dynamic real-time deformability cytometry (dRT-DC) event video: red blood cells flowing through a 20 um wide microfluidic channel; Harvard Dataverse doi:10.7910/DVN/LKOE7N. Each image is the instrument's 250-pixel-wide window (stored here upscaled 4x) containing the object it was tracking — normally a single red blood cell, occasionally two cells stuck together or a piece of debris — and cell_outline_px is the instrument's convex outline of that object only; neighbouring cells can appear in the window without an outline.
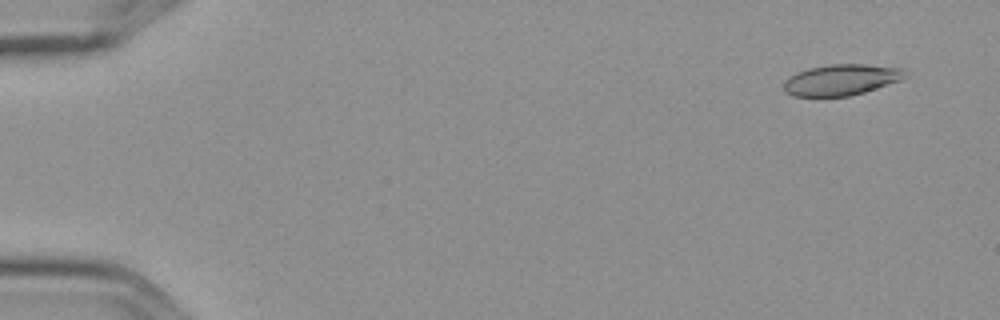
{"species": "Egyptian fruit bat (a non-hibernating species)", "species_latin": "Rousettus aegyptiacus", "temperature_condition": "cold", "stored_images_in_passage": 5, "camera_frame_rate_fps": 3000, "um_per_image_px": 0.085, "frame": {"image": 1, "passage_image": 1, "time_ms": 0.0, "image_size_px": [1000, 320], "cell_outline_px": [[908, 76], [900, 80], [864, 92], [848, 96], [792, 96], [784, 88], [784, 80], [788, 76], [796, 72], [808, 68], [828, 64], [864, 64], [904, 68]], "centroid_in_image_um": [71.51, 6.77], "position_along_channel_um": 13.5, "area_um2": 21.96}}